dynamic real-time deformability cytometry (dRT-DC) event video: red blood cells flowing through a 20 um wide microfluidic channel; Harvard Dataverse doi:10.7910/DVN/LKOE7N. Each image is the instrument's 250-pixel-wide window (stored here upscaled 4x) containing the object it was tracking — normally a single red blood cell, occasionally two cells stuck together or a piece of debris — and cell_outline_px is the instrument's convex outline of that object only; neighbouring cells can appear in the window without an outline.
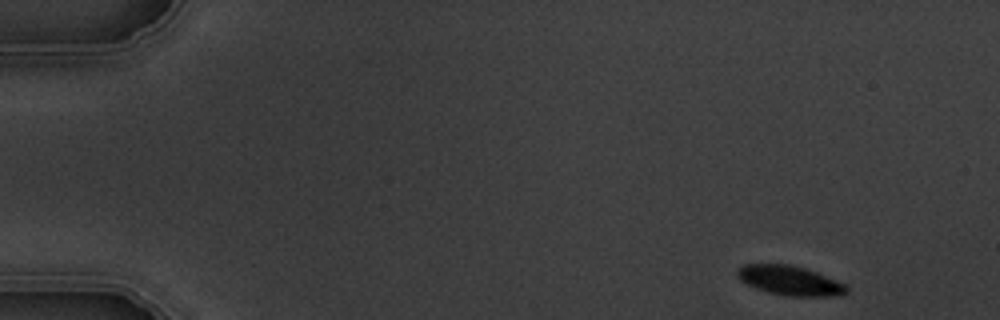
{"species": "common noctule bat (a hibernating species)", "species_latin": "Nyctalus noctula", "temperature_condition": "warm", "stored_images_in_passage": 7, "camera_frame_rate_fps": 3000, "um_per_image_px": 0.085, "animal": {"sex": "male", "body_mass_g": 19.5, "forearm_length_mm": 54.6}, "frame": {"image": 1, "passage_image": 1, "time_ms": 0.0, "image_size_px": [1000, 320], "cell_outline_px": [[848, 292], [840, 296], [784, 296], [768, 292], [756, 288], [740, 280], [736, 272], [744, 264], [788, 264], [804, 268], [816, 272], [836, 280], [844, 284], [848, 288]], "centroid_in_image_um": [67.15, 23.85], "position_along_channel_um": 17.8, "area_um2": 18.67}}
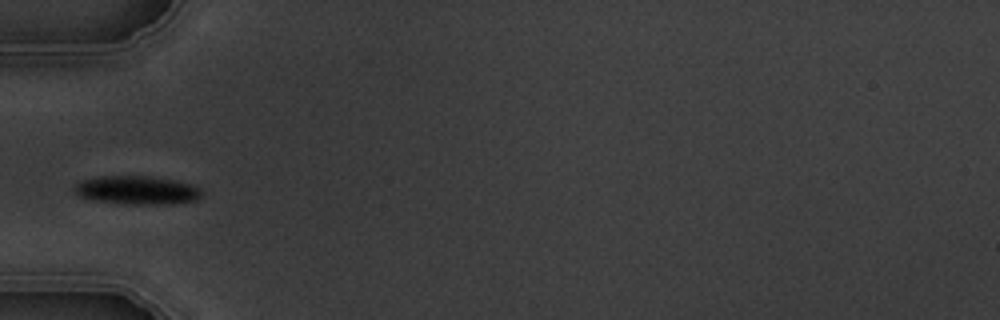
{"frame": {"image": 2, "passage_image": 5, "time_ms": 4.667, "image_size_px": [1000, 320], "cell_outline_px": [[200, 196], [196, 200], [172, 204], [124, 204], [92, 200], [80, 196], [72, 188], [80, 180], [100, 176], [148, 176], [176, 180], [192, 184], [200, 188]], "centroid_in_image_um": [11.62, 16.16], "position_along_channel_um": 73.4, "area_um2": 21.27}}
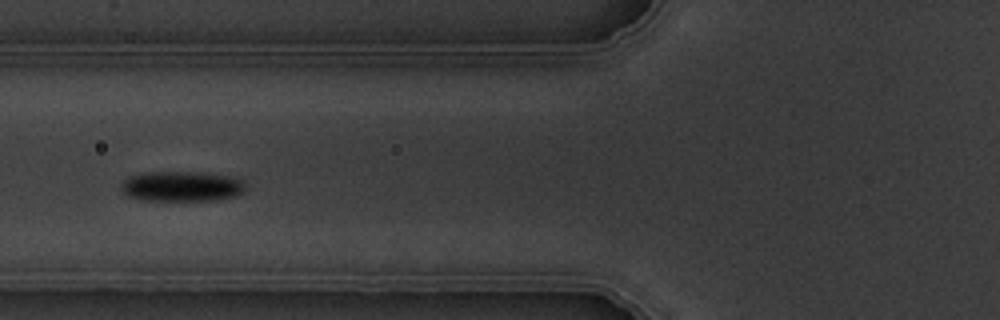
{"frame": {"image": 3, "passage_image": 6, "time_ms": 5.667, "image_size_px": [1000, 320], "cell_outline_px": [[244, 188], [236, 196], [216, 200], [140, 200], [128, 196], [120, 188], [120, 184], [128, 176], [148, 172], [196, 172], [228, 176], [240, 180], [244, 184]], "centroid_in_image_um": [15.37, 15.84], "position_along_channel_um": 110.4, "area_um2": 21.68}}